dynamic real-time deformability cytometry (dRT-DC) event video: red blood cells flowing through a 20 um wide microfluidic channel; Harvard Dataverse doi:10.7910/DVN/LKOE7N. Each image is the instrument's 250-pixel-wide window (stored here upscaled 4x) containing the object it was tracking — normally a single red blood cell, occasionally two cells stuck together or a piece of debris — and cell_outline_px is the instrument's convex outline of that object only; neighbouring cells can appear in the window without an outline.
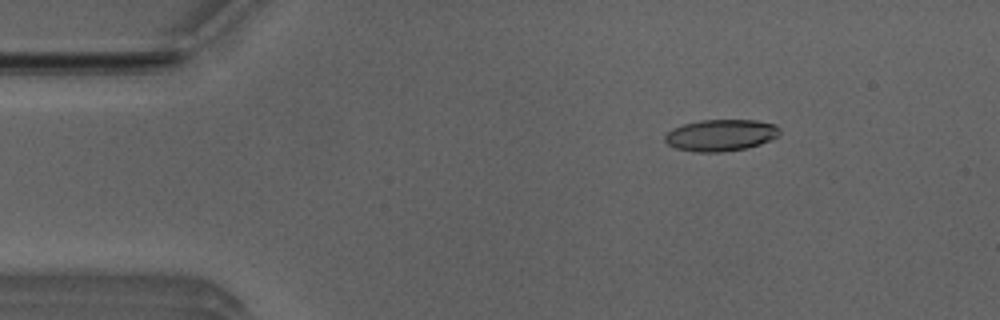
{"species": "Egyptian fruit bat (a non-hibernating species)", "species_latin": "Rousettus aegyptiacus", "temperature_condition": "room temperature", "stored_images_in_passage": 4, "camera_frame_rate_fps": 3000, "um_per_image_px": 0.085, "animal": {"sex": "male"}, "frame": {"image": 1, "passage_image": 2, "time_ms": 0.333, "image_size_px": [1000, 320], "cell_outline_px": [[780, 132], [776, 136], [760, 144], [744, 148], [720, 152], [696, 152], [676, 148], [668, 144], [664, 140], [664, 136], [672, 128], [684, 124], [700, 120], [756, 120], [776, 124], [780, 128]], "centroid_in_image_um": [61.25, 11.48], "position_along_channel_um": 23.8, "area_um2": 21.04}}